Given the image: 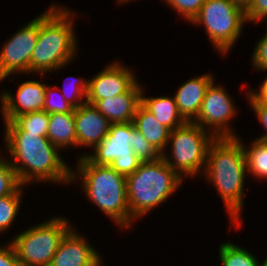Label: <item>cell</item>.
I'll return each mask as SVG.
<instances>
[{"label":"cell","instance_id":"obj_1","mask_svg":"<svg viewBox=\"0 0 267 266\" xmlns=\"http://www.w3.org/2000/svg\"><path fill=\"white\" fill-rule=\"evenodd\" d=\"M204 181L211 184L223 201L229 225L240 229L242 224L247 162L242 141L238 137L215 138L207 151ZM242 212V213H241ZM236 226V228H235Z\"/></svg>","mask_w":267,"mask_h":266},{"label":"cell","instance_id":"obj_2","mask_svg":"<svg viewBox=\"0 0 267 266\" xmlns=\"http://www.w3.org/2000/svg\"><path fill=\"white\" fill-rule=\"evenodd\" d=\"M3 134L4 149L10 156L7 157L8 161L22 186L40 182L70 185L72 166L46 136L33 133Z\"/></svg>","mask_w":267,"mask_h":266},{"label":"cell","instance_id":"obj_3","mask_svg":"<svg viewBox=\"0 0 267 266\" xmlns=\"http://www.w3.org/2000/svg\"><path fill=\"white\" fill-rule=\"evenodd\" d=\"M66 7L52 3L39 15L38 39L30 57V74L33 76L58 73L78 56L79 41L74 20L78 12Z\"/></svg>","mask_w":267,"mask_h":266},{"label":"cell","instance_id":"obj_4","mask_svg":"<svg viewBox=\"0 0 267 266\" xmlns=\"http://www.w3.org/2000/svg\"><path fill=\"white\" fill-rule=\"evenodd\" d=\"M76 160V167L71 168L70 184L76 185L79 180L88 201L118 225L120 231L130 230L126 176L110 166L93 164L85 156Z\"/></svg>","mask_w":267,"mask_h":266},{"label":"cell","instance_id":"obj_5","mask_svg":"<svg viewBox=\"0 0 267 266\" xmlns=\"http://www.w3.org/2000/svg\"><path fill=\"white\" fill-rule=\"evenodd\" d=\"M183 181L162 157L141 162L134 173L126 176L130 228L134 227L136 220L139 221L161 203H167Z\"/></svg>","mask_w":267,"mask_h":266},{"label":"cell","instance_id":"obj_6","mask_svg":"<svg viewBox=\"0 0 267 266\" xmlns=\"http://www.w3.org/2000/svg\"><path fill=\"white\" fill-rule=\"evenodd\" d=\"M215 137L193 122H186L170 131L166 151L161 154L165 163L183 180L200 178L205 168L207 151ZM167 153V149H169Z\"/></svg>","mask_w":267,"mask_h":266},{"label":"cell","instance_id":"obj_7","mask_svg":"<svg viewBox=\"0 0 267 266\" xmlns=\"http://www.w3.org/2000/svg\"><path fill=\"white\" fill-rule=\"evenodd\" d=\"M190 24L203 26L215 51L225 56L235 47L247 24L245 7L233 0H205Z\"/></svg>","mask_w":267,"mask_h":266},{"label":"cell","instance_id":"obj_8","mask_svg":"<svg viewBox=\"0 0 267 266\" xmlns=\"http://www.w3.org/2000/svg\"><path fill=\"white\" fill-rule=\"evenodd\" d=\"M34 224L9 240L20 266H49L60 241L73 227L71 221L53 216Z\"/></svg>","mask_w":267,"mask_h":266},{"label":"cell","instance_id":"obj_9","mask_svg":"<svg viewBox=\"0 0 267 266\" xmlns=\"http://www.w3.org/2000/svg\"><path fill=\"white\" fill-rule=\"evenodd\" d=\"M215 82L214 80L208 87L193 123L210 132L215 138L239 137L231 126V120L237 117L239 112L235 101L227 92L226 85Z\"/></svg>","mask_w":267,"mask_h":266},{"label":"cell","instance_id":"obj_10","mask_svg":"<svg viewBox=\"0 0 267 266\" xmlns=\"http://www.w3.org/2000/svg\"><path fill=\"white\" fill-rule=\"evenodd\" d=\"M20 27L1 46L0 83L10 75L14 76H11V81H14L16 74L30 73V57L38 39L39 15Z\"/></svg>","mask_w":267,"mask_h":266},{"label":"cell","instance_id":"obj_11","mask_svg":"<svg viewBox=\"0 0 267 266\" xmlns=\"http://www.w3.org/2000/svg\"><path fill=\"white\" fill-rule=\"evenodd\" d=\"M40 76V81H22L17 86L16 95L8 89L0 91V112L3 121H13L18 116L43 110L47 83L44 82L45 75Z\"/></svg>","mask_w":267,"mask_h":266},{"label":"cell","instance_id":"obj_12","mask_svg":"<svg viewBox=\"0 0 267 266\" xmlns=\"http://www.w3.org/2000/svg\"><path fill=\"white\" fill-rule=\"evenodd\" d=\"M122 61H112L88 80L87 103L125 93L137 80V76Z\"/></svg>","mask_w":267,"mask_h":266},{"label":"cell","instance_id":"obj_13","mask_svg":"<svg viewBox=\"0 0 267 266\" xmlns=\"http://www.w3.org/2000/svg\"><path fill=\"white\" fill-rule=\"evenodd\" d=\"M133 137V122L112 123L107 135L92 149V153H81L91 163L110 166L119 157H137L130 142Z\"/></svg>","mask_w":267,"mask_h":266},{"label":"cell","instance_id":"obj_14","mask_svg":"<svg viewBox=\"0 0 267 266\" xmlns=\"http://www.w3.org/2000/svg\"><path fill=\"white\" fill-rule=\"evenodd\" d=\"M103 260L95 246L73 225L60 241L49 266H104Z\"/></svg>","mask_w":267,"mask_h":266},{"label":"cell","instance_id":"obj_15","mask_svg":"<svg viewBox=\"0 0 267 266\" xmlns=\"http://www.w3.org/2000/svg\"><path fill=\"white\" fill-rule=\"evenodd\" d=\"M77 147L93 149L107 135L111 122L98 109L84 103L74 109Z\"/></svg>","mask_w":267,"mask_h":266},{"label":"cell","instance_id":"obj_16","mask_svg":"<svg viewBox=\"0 0 267 266\" xmlns=\"http://www.w3.org/2000/svg\"><path fill=\"white\" fill-rule=\"evenodd\" d=\"M215 78L211 72H206L191 77L178 86L173 96L179 113L186 122H193L197 118L206 91Z\"/></svg>","mask_w":267,"mask_h":266},{"label":"cell","instance_id":"obj_17","mask_svg":"<svg viewBox=\"0 0 267 266\" xmlns=\"http://www.w3.org/2000/svg\"><path fill=\"white\" fill-rule=\"evenodd\" d=\"M142 83L137 80L125 93L98 100L94 106L111 123L133 122L136 109L141 103Z\"/></svg>","mask_w":267,"mask_h":266},{"label":"cell","instance_id":"obj_18","mask_svg":"<svg viewBox=\"0 0 267 266\" xmlns=\"http://www.w3.org/2000/svg\"><path fill=\"white\" fill-rule=\"evenodd\" d=\"M133 124L142 136L160 153L166 151L170 130L162 125L141 103L136 109Z\"/></svg>","mask_w":267,"mask_h":266},{"label":"cell","instance_id":"obj_19","mask_svg":"<svg viewBox=\"0 0 267 266\" xmlns=\"http://www.w3.org/2000/svg\"><path fill=\"white\" fill-rule=\"evenodd\" d=\"M145 87L141 91V104L170 131L186 123L179 113L174 96H146Z\"/></svg>","mask_w":267,"mask_h":266},{"label":"cell","instance_id":"obj_20","mask_svg":"<svg viewBox=\"0 0 267 266\" xmlns=\"http://www.w3.org/2000/svg\"><path fill=\"white\" fill-rule=\"evenodd\" d=\"M46 137L60 151L77 148L74 112L49 114Z\"/></svg>","mask_w":267,"mask_h":266},{"label":"cell","instance_id":"obj_21","mask_svg":"<svg viewBox=\"0 0 267 266\" xmlns=\"http://www.w3.org/2000/svg\"><path fill=\"white\" fill-rule=\"evenodd\" d=\"M49 114L44 110L34 111L16 117L13 121H4V133H33L46 136Z\"/></svg>","mask_w":267,"mask_h":266},{"label":"cell","instance_id":"obj_22","mask_svg":"<svg viewBox=\"0 0 267 266\" xmlns=\"http://www.w3.org/2000/svg\"><path fill=\"white\" fill-rule=\"evenodd\" d=\"M243 144L247 162V175L259 179L267 180V142L251 140L249 146L238 137Z\"/></svg>","mask_w":267,"mask_h":266},{"label":"cell","instance_id":"obj_23","mask_svg":"<svg viewBox=\"0 0 267 266\" xmlns=\"http://www.w3.org/2000/svg\"><path fill=\"white\" fill-rule=\"evenodd\" d=\"M218 257L221 266H261L255 254L230 241L220 244Z\"/></svg>","mask_w":267,"mask_h":266},{"label":"cell","instance_id":"obj_24","mask_svg":"<svg viewBox=\"0 0 267 266\" xmlns=\"http://www.w3.org/2000/svg\"><path fill=\"white\" fill-rule=\"evenodd\" d=\"M25 187L21 185L12 195L0 197V234L9 232L8 229L18 218L17 215L21 209Z\"/></svg>","mask_w":267,"mask_h":266},{"label":"cell","instance_id":"obj_25","mask_svg":"<svg viewBox=\"0 0 267 266\" xmlns=\"http://www.w3.org/2000/svg\"><path fill=\"white\" fill-rule=\"evenodd\" d=\"M70 79V80H69ZM65 80H69L67 83L64 81L63 89L56 85L59 91L62 93L66 101L71 104L74 108H78L80 105L87 102V91H88V78L84 77H73L69 76ZM69 84V85H68Z\"/></svg>","mask_w":267,"mask_h":266},{"label":"cell","instance_id":"obj_26","mask_svg":"<svg viewBox=\"0 0 267 266\" xmlns=\"http://www.w3.org/2000/svg\"><path fill=\"white\" fill-rule=\"evenodd\" d=\"M2 152L0 149V197L12 195L21 186L16 171Z\"/></svg>","mask_w":267,"mask_h":266},{"label":"cell","instance_id":"obj_27","mask_svg":"<svg viewBox=\"0 0 267 266\" xmlns=\"http://www.w3.org/2000/svg\"><path fill=\"white\" fill-rule=\"evenodd\" d=\"M57 95V96H56ZM74 107L63 97L56 85L46 84L43 110L48 114L74 112Z\"/></svg>","mask_w":267,"mask_h":266},{"label":"cell","instance_id":"obj_28","mask_svg":"<svg viewBox=\"0 0 267 266\" xmlns=\"http://www.w3.org/2000/svg\"><path fill=\"white\" fill-rule=\"evenodd\" d=\"M168 7L172 8L177 15H179L185 22H192V20L200 12L201 6L205 0H161Z\"/></svg>","mask_w":267,"mask_h":266},{"label":"cell","instance_id":"obj_29","mask_svg":"<svg viewBox=\"0 0 267 266\" xmlns=\"http://www.w3.org/2000/svg\"><path fill=\"white\" fill-rule=\"evenodd\" d=\"M130 146L134 154L142 161H154L161 157V154L136 130L133 124V137Z\"/></svg>","mask_w":267,"mask_h":266},{"label":"cell","instance_id":"obj_30","mask_svg":"<svg viewBox=\"0 0 267 266\" xmlns=\"http://www.w3.org/2000/svg\"><path fill=\"white\" fill-rule=\"evenodd\" d=\"M267 26V23L265 24ZM263 36L256 41L255 48L251 54V65L256 71H267V27Z\"/></svg>","mask_w":267,"mask_h":266},{"label":"cell","instance_id":"obj_31","mask_svg":"<svg viewBox=\"0 0 267 266\" xmlns=\"http://www.w3.org/2000/svg\"><path fill=\"white\" fill-rule=\"evenodd\" d=\"M245 17L250 24L267 23V0H251L245 7Z\"/></svg>","mask_w":267,"mask_h":266},{"label":"cell","instance_id":"obj_32","mask_svg":"<svg viewBox=\"0 0 267 266\" xmlns=\"http://www.w3.org/2000/svg\"><path fill=\"white\" fill-rule=\"evenodd\" d=\"M246 93V98L251 110L254 112L255 116L258 118V122L264 128V133L258 135L255 140L267 142V103L263 101H256L248 91Z\"/></svg>","mask_w":267,"mask_h":266},{"label":"cell","instance_id":"obj_33","mask_svg":"<svg viewBox=\"0 0 267 266\" xmlns=\"http://www.w3.org/2000/svg\"><path fill=\"white\" fill-rule=\"evenodd\" d=\"M138 157H119L110 165L117 173L128 176L134 173L141 164Z\"/></svg>","mask_w":267,"mask_h":266},{"label":"cell","instance_id":"obj_34","mask_svg":"<svg viewBox=\"0 0 267 266\" xmlns=\"http://www.w3.org/2000/svg\"><path fill=\"white\" fill-rule=\"evenodd\" d=\"M0 266H20L15 249L9 241L0 246Z\"/></svg>","mask_w":267,"mask_h":266},{"label":"cell","instance_id":"obj_35","mask_svg":"<svg viewBox=\"0 0 267 266\" xmlns=\"http://www.w3.org/2000/svg\"><path fill=\"white\" fill-rule=\"evenodd\" d=\"M259 85L260 88H258L257 90H254L252 88L250 90L248 89L247 91L256 101H263L267 103V75Z\"/></svg>","mask_w":267,"mask_h":266},{"label":"cell","instance_id":"obj_36","mask_svg":"<svg viewBox=\"0 0 267 266\" xmlns=\"http://www.w3.org/2000/svg\"><path fill=\"white\" fill-rule=\"evenodd\" d=\"M233 1H236L240 5L246 7L251 0H233Z\"/></svg>","mask_w":267,"mask_h":266},{"label":"cell","instance_id":"obj_37","mask_svg":"<svg viewBox=\"0 0 267 266\" xmlns=\"http://www.w3.org/2000/svg\"><path fill=\"white\" fill-rule=\"evenodd\" d=\"M116 2L115 3H117L118 5H124V4H127V3H129V2H133V1H135V0H115Z\"/></svg>","mask_w":267,"mask_h":266},{"label":"cell","instance_id":"obj_38","mask_svg":"<svg viewBox=\"0 0 267 266\" xmlns=\"http://www.w3.org/2000/svg\"><path fill=\"white\" fill-rule=\"evenodd\" d=\"M261 266H267V257L261 261Z\"/></svg>","mask_w":267,"mask_h":266}]
</instances>
